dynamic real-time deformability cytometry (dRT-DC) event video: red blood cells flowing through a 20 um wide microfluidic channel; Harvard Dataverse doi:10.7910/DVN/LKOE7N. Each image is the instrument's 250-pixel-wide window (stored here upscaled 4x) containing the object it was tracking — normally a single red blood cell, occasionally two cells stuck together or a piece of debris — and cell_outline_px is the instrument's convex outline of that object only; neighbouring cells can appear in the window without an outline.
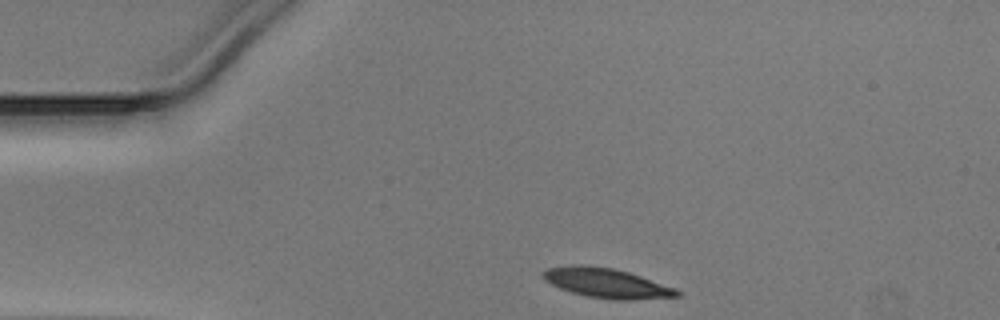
{"species": "Egyptian fruit bat (a non-hibernating species)", "species_latin": "Rousettus aegyptiacus", "temperature_condition": "warm", "stored_images_in_passage": 31, "camera_frame_rate_fps": 3000, "um_per_image_px": 0.085, "animal": {"sex": "male"}, "frame": {"image": 1, "passage_image": 1, "time_ms": 0.0, "image_size_px": [1000, 320], "cell_outline_px": [[680, 296], [632, 300], [612, 300], [588, 296], [572, 292], [560, 288], [544, 280], [544, 272], [548, 268], [572, 264], [584, 264], [612, 268], [628, 272], [676, 288], [680, 292]], "centroid_in_image_um": [51.57, 24.06], "position_along_channel_um": 33.4, "area_um2": 23.0}}
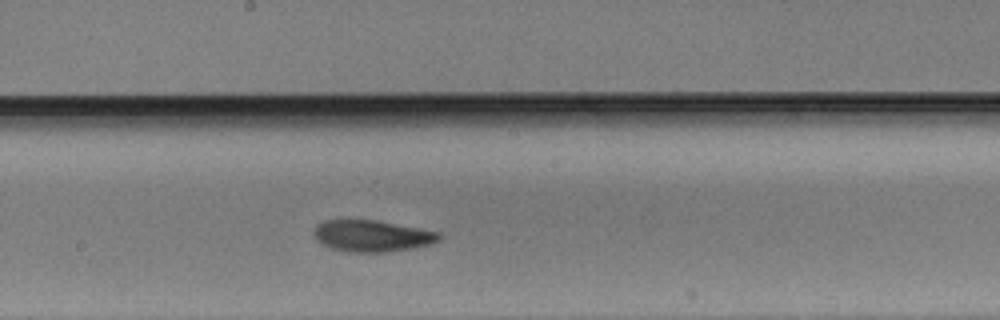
{"frame": {"image": 2, "passage_image": 18, "time_ms": 5.667, "image_size_px": [1000, 320], "cell_outline_px": [[440, 240], [428, 244], [388, 252], [348, 252], [332, 248], [320, 244], [312, 236], [312, 232], [316, 224], [324, 220], [348, 216], [376, 220], [420, 228], [440, 232]], "centroid_in_image_um": [31.48, 20.0], "position_along_channel_um": 216.7, "area_um2": 23.81}}
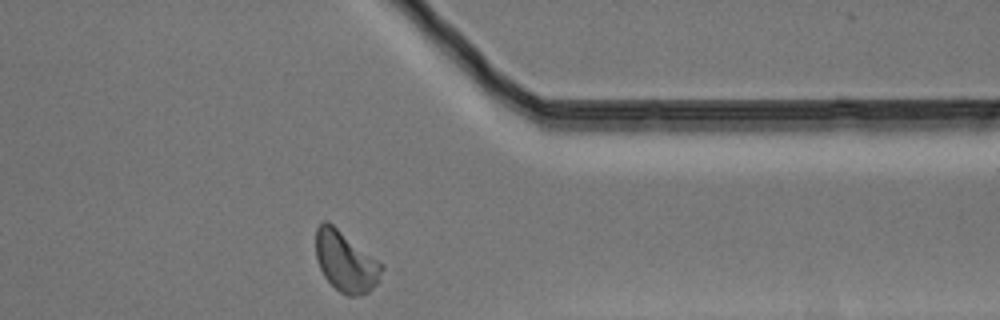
{"frame": {"image": 3, "passage_image": 31, "time_ms": 10.0, "image_size_px": [1000, 320], "cell_outline_px": [[384, 268], [380, 280], [368, 292], [356, 296], [348, 296], [340, 292], [324, 276], [316, 260], [316, 228], [324, 220], [328, 220], [384, 264]], "centroid_in_image_um": [29.4, 22.22], "position_along_channel_um": 382.0, "area_um2": 23.41}}